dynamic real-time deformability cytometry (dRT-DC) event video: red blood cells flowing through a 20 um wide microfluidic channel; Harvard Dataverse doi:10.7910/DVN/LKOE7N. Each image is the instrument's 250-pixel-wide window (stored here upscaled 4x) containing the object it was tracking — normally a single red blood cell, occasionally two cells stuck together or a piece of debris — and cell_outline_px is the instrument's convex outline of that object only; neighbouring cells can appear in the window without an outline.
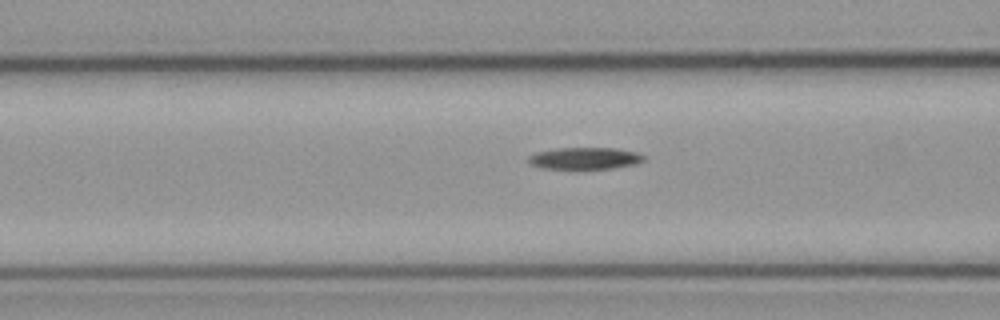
{"species": "common noctule bat (a hibernating species)", "species_latin": "Nyctalus noctula", "temperature_condition": "cold", "stored_images_in_passage": 32, "camera_frame_rate_fps": 3000, "um_per_image_px": 0.085, "animal": {"sex": "male", "body_mass_g": 23.1, "forearm_length_mm": 52.7}, "frame": {"image": 1, "passage_image": 11, "time_ms": 3.333, "image_size_px": [1000, 320], "cell_outline_px": [[644, 160], [636, 164], [612, 168], [544, 168], [532, 164], [528, 160], [528, 156], [536, 152], [556, 148], [616, 148], [636, 152], [644, 156]], "centroid_in_image_um": [49.72, 13.44], "position_along_channel_um": 116.9, "area_um2": 14.45}}
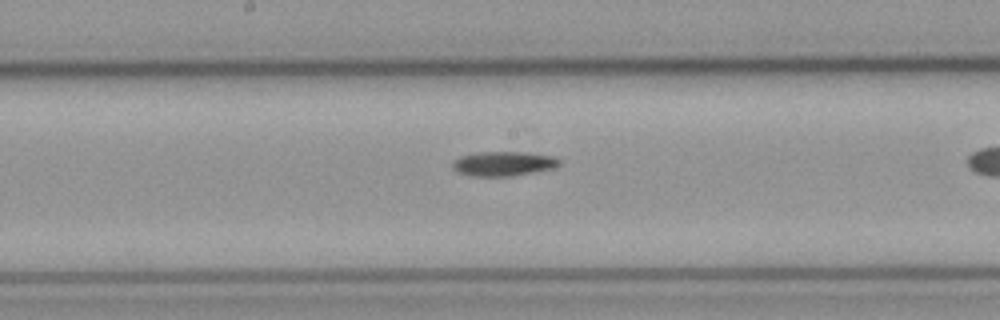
{"frame": {"image": 2, "passage_image": 18, "time_ms": 5.667, "image_size_px": [1000, 320], "cell_outline_px": [[560, 164], [552, 168], [512, 176], [472, 176], [456, 172], [452, 168], [452, 160], [460, 156], [476, 152], [520, 152], [556, 156], [560, 160]], "centroid_in_image_um": [42.74, 13.91], "position_along_channel_um": 205.5, "area_um2": 15.32}}
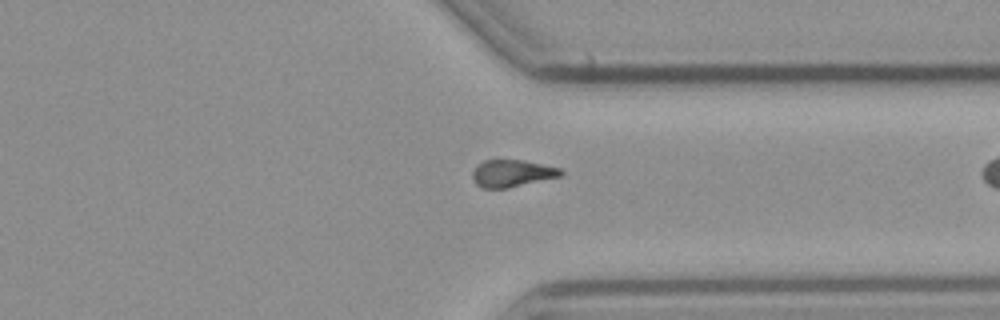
{"frame": {"image": 3, "passage_image": 31, "time_ms": 10.0, "image_size_px": [1000, 320], "cell_outline_px": [[564, 176], [508, 188], [484, 188], [476, 184], [472, 176], [472, 172], [476, 164], [484, 160], [524, 160], [560, 168], [564, 172]], "centroid_in_image_um": [43.55, 14.73], "position_along_channel_um": 367.9, "area_um2": 14.16}}